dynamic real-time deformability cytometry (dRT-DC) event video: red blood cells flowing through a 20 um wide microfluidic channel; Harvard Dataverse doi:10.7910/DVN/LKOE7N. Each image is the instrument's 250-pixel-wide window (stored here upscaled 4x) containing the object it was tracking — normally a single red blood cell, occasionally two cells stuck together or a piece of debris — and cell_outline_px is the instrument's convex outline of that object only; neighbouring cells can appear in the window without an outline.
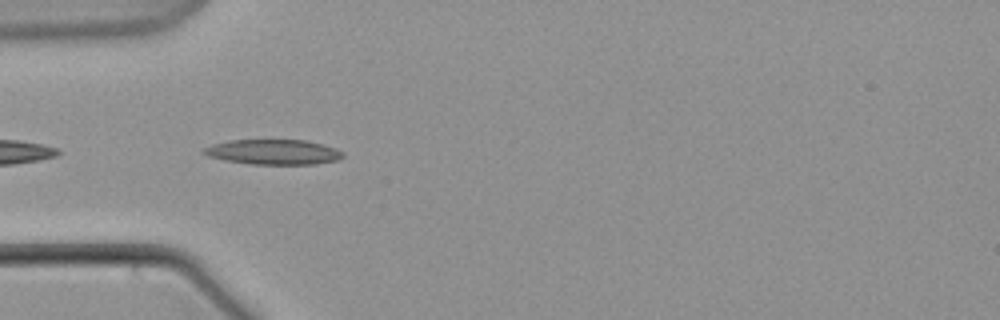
{"species": "common noctule bat (a hibernating species)", "species_latin": "Nyctalus noctula", "temperature_condition": "warm", "stored_images_in_passage": 7, "camera_frame_rate_fps": 3000, "um_per_image_px": 0.085, "animal": {"sex": "male", "body_mass_g": 21.5, "forearm_length_mm": 52.0}, "frame": {"image": 1, "passage_image": 2, "time_ms": 0.333, "image_size_px": [1000, 320], "cell_outline_px": [[344, 156], [336, 160], [316, 164], [252, 164], [224, 160], [208, 156], [200, 152], [204, 148], [212, 144], [228, 140], [304, 140], [336, 148], [344, 152]], "centroid_in_image_um": [23.21, 12.92], "position_along_channel_um": 61.8, "area_um2": 20.29}}